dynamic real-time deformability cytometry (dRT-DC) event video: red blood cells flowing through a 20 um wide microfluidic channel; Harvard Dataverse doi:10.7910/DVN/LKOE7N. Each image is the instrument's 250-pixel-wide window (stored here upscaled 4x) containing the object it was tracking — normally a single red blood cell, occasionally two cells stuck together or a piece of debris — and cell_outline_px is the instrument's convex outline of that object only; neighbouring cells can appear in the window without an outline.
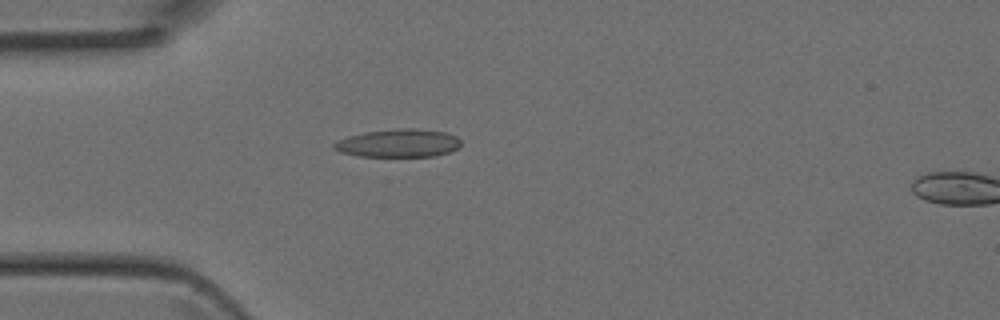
{"species": "Egyptian fruit bat (a non-hibernating species)", "species_latin": "Rousettus aegyptiacus", "temperature_condition": "room temperature", "stored_images_in_passage": 2, "camera_frame_rate_fps": 3000, "um_per_image_px": 0.085, "animal": {"sex": "female"}, "frame": {"image": 1, "passage_image": 1, "time_ms": 0.0, "image_size_px": [1000, 320], "cell_outline_px": [[460, 148], [452, 152], [436, 156], [360, 156], [340, 152], [332, 148], [332, 144], [336, 140], [348, 136], [364, 132], [396, 128], [416, 128], [444, 132], [456, 136], [460, 140]], "centroid_in_image_um": [33.87, 12.16], "position_along_channel_um": 51.1, "area_um2": 21.04}}